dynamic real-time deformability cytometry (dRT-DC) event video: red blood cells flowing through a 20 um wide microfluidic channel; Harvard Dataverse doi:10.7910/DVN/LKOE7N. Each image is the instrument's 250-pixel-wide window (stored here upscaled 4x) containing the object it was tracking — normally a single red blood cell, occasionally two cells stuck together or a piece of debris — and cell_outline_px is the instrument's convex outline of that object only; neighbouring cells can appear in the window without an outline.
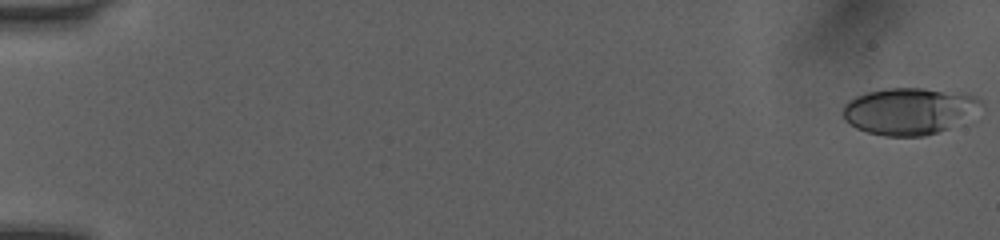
{"species": "human", "species_latin": "Homo sapiens", "temperature_condition": "room temperature", "stored_images_in_passage": 52, "camera_frame_rate_fps": 3000, "um_per_image_px": 0.085, "donor": {"sex": "female"}, "frame": {"image": 1, "passage_image": 1, "time_ms": 0.0, "image_size_px": [1000, 240], "cell_outline_px": [[984, 108], [948, 128], [924, 136], [884, 136], [868, 132], [856, 128], [844, 120], [844, 104], [848, 100], [856, 96], [868, 92], [888, 88], [924, 88], [968, 92], [984, 100]], "centroid_in_image_um": [77.35, 9.41], "position_along_channel_um": 7.7, "area_um2": 38.03}}
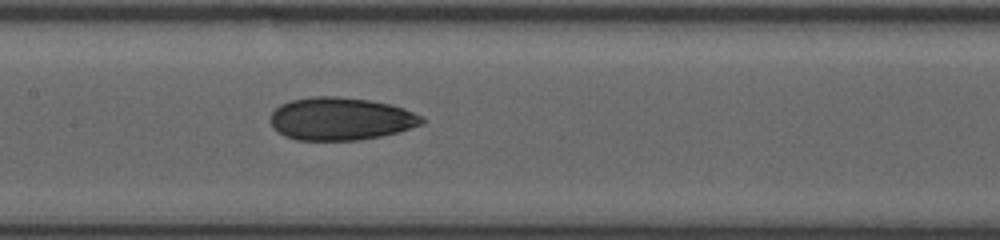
{"frame": {"image": 2, "passage_image": 27, "time_ms": 8.667, "image_size_px": [1000, 240], "cell_outline_px": [[428, 120], [424, 124], [400, 132], [360, 140], [296, 140], [284, 136], [272, 128], [272, 112], [280, 104], [292, 100], [312, 96], [336, 96], [368, 100], [392, 104], [404, 108], [424, 116]], "centroid_in_image_um": [29.02, 10.1], "position_along_channel_um": 178.4, "area_um2": 38.15}}
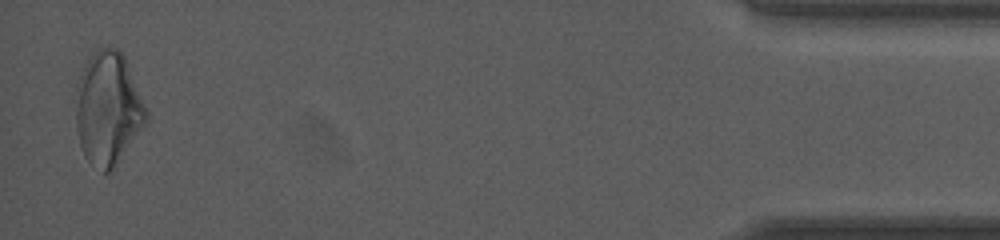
{"frame": {"image": 3, "passage_image": 51, "time_ms": 16.667, "image_size_px": [1000, 240], "cell_outline_px": [[148, 120], [112, 168], [108, 172], [104, 172], [88, 160], [84, 156], [80, 144], [76, 128], [76, 84], [80, 72], [88, 56], [92, 52], [100, 48], [120, 48], [124, 56], [148, 116]], "centroid_in_image_um": [9.13, 9.17], "position_along_channel_um": 426.1, "area_um2": 45.6}, "authors_computed_cell_mechanics": {"area_um2": 37.1076, "velocity_mm_per_s": 4.0686, "shape_relaxation_time_tau1_ms": 9.2489, "shape_relaxation_time_tau2_ms": 3.0588, "deformation_change_tau1": 0.2152, "deformation_change_tau2": 0.0941}}